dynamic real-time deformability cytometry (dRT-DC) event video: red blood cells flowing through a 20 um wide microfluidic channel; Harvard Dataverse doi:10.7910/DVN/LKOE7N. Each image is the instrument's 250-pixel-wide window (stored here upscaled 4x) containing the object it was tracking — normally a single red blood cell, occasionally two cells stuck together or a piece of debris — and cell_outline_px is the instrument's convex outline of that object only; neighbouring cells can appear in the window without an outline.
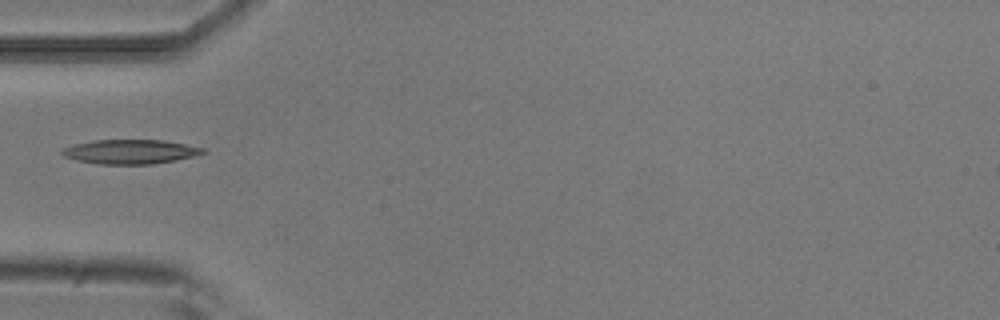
{"species": "common noctule bat (a hibernating species)", "species_latin": "Nyctalus noctula", "temperature_condition": "room temperature", "stored_images_in_passage": 8, "camera_frame_rate_fps": 3000, "um_per_image_px": 0.085, "animal": {"sex": "male", "body_mass_g": 20.5, "forearm_length_mm": 52.5}, "frame": {"image": 1, "passage_image": 5, "time_ms": 1.333, "image_size_px": [1000, 320], "cell_outline_px": [[208, 152], [176, 160], [152, 164], [100, 164], [76, 160], [64, 156], [60, 152], [64, 148], [76, 144], [92, 140], [160, 140], [184, 144], [204, 148]], "centroid_in_image_um": [11.07, 12.9], "position_along_channel_um": 73.9, "area_um2": 19.77}}
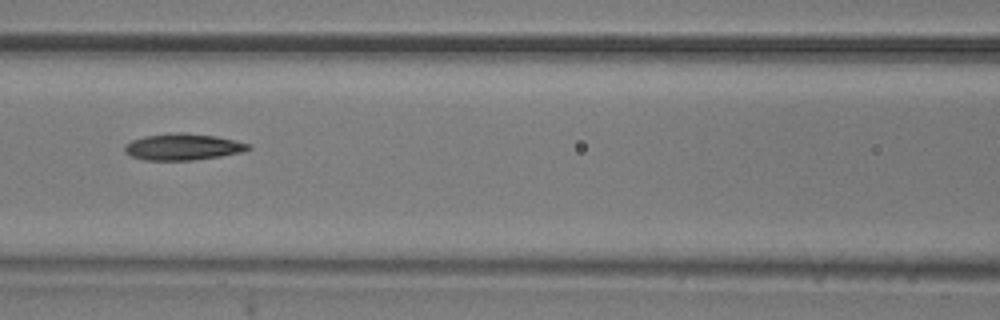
{"frame": {"image": 2, "passage_image": 7, "time_ms": 2.0, "image_size_px": [1000, 320], "cell_outline_px": [[252, 148], [240, 152], [220, 156], [192, 160], [144, 160], [132, 156], [124, 152], [124, 144], [132, 140], [144, 136], [176, 132], [184, 132], [216, 136], [236, 140], [252, 144]], "centroid_in_image_um": [15.55, 12.47], "position_along_channel_um": 151.1, "area_um2": 19.19}}
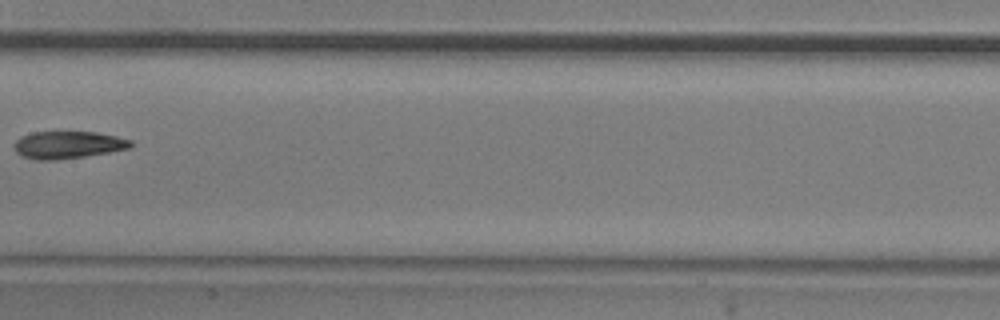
{"frame": {"image": 3, "passage_image": 8, "time_ms": 2.333, "image_size_px": [1000, 320], "cell_outline_px": [[132, 148], [84, 156], [52, 160], [36, 160], [20, 156], [16, 152], [16, 140], [20, 136], [32, 132], [96, 132], [116, 136], [132, 140]], "centroid_in_image_um": [5.78, 12.31], "position_along_channel_um": 201.6, "area_um2": 18.5}}